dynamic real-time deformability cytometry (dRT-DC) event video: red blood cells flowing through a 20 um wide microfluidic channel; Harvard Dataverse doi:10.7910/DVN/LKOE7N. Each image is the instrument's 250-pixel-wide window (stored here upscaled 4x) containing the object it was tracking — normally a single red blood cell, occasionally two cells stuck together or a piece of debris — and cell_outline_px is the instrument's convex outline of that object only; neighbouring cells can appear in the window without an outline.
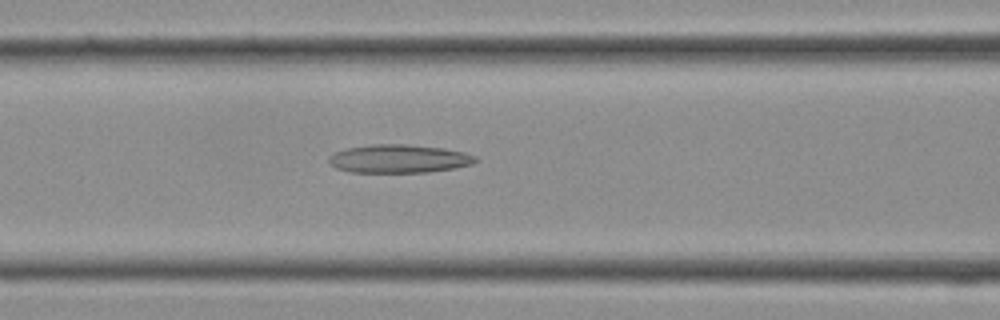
{"species": "Egyptian fruit bat (a non-hibernating species)", "species_latin": "Rousettus aegyptiacus", "temperature_condition": "cold", "stored_images_in_passage": 15, "camera_frame_rate_fps": 3000, "um_per_image_px": 0.085, "frame": {"image": 1, "passage_image": 11, "time_ms": 3.333, "image_size_px": [1000, 320], "cell_outline_px": [[480, 160], [472, 164], [456, 168], [428, 172], [348, 172], [336, 168], [328, 160], [328, 156], [344, 148], [372, 144], [408, 144], [444, 148], [464, 152], [476, 156]], "centroid_in_image_um": [33.93, 13.49], "position_along_channel_um": 132.7, "area_um2": 24.45}}
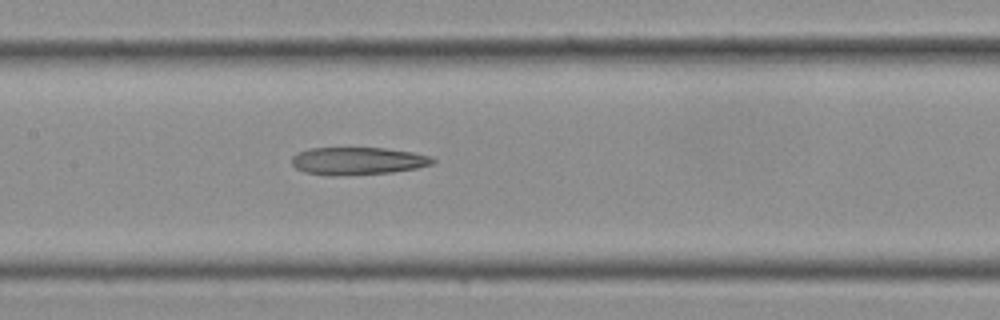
{"frame": {"image": 2, "passage_image": 13, "time_ms": 4.0, "image_size_px": [1000, 320], "cell_outline_px": [[436, 160], [432, 164], [416, 168], [392, 172], [336, 176], [332, 176], [304, 172], [296, 168], [292, 164], [292, 156], [296, 152], [312, 148], [384, 148], [412, 152], [428, 156]], "centroid_in_image_um": [30.36, 13.68], "position_along_channel_um": 177.0, "area_um2": 22.6}}
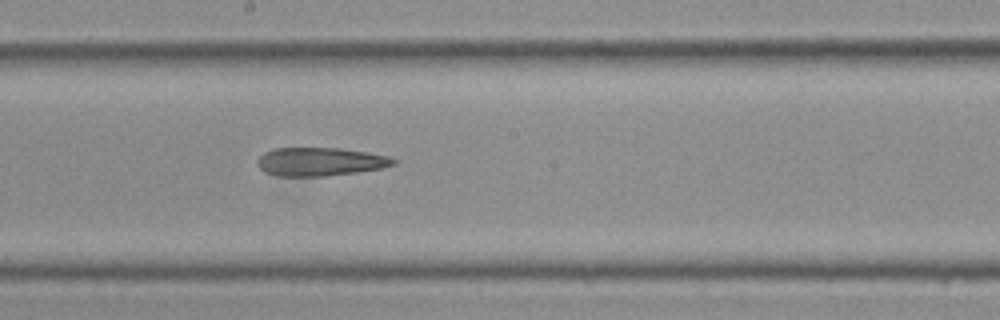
{"frame": {"image": 3, "passage_image": 15, "time_ms": 4.667, "image_size_px": [1000, 320], "cell_outline_px": [[396, 164], [380, 168], [356, 172], [328, 176], [276, 176], [264, 172], [256, 164], [256, 160], [264, 152], [276, 148], [340, 148], [368, 152], [388, 156], [396, 160]], "centroid_in_image_um": [27.18, 13.74], "position_along_channel_um": 221.0, "area_um2": 22.6}}